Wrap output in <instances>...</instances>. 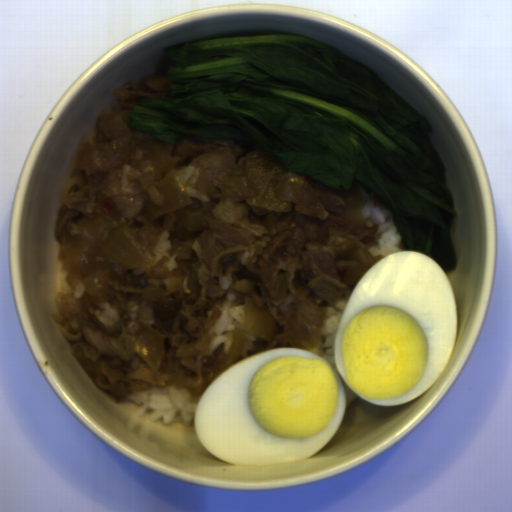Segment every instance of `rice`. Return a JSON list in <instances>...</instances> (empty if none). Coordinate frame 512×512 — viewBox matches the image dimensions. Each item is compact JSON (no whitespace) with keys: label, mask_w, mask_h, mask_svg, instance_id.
Listing matches in <instances>:
<instances>
[{"label":"rice","mask_w":512,"mask_h":512,"mask_svg":"<svg viewBox=\"0 0 512 512\" xmlns=\"http://www.w3.org/2000/svg\"><path fill=\"white\" fill-rule=\"evenodd\" d=\"M132 400L143 406L135 411V415L142 417L147 409H155L148 421H157L163 418L162 424L174 422L177 412H180L182 425L190 426L200 402V396L192 401L189 392L185 389H176L172 385L165 388H153L150 391H137L134 395H128Z\"/></svg>","instance_id":"rice-1"},{"label":"rice","mask_w":512,"mask_h":512,"mask_svg":"<svg viewBox=\"0 0 512 512\" xmlns=\"http://www.w3.org/2000/svg\"><path fill=\"white\" fill-rule=\"evenodd\" d=\"M359 193L366 200L362 208V221L367 222L368 217L370 222L378 225L374 236V242L377 244L371 245L367 249L368 253L374 257L381 256L383 259L393 253L406 252L405 248L400 247L402 235L397 231L396 225L393 224V214L379 207L365 190L361 189Z\"/></svg>","instance_id":"rice-2"},{"label":"rice","mask_w":512,"mask_h":512,"mask_svg":"<svg viewBox=\"0 0 512 512\" xmlns=\"http://www.w3.org/2000/svg\"><path fill=\"white\" fill-rule=\"evenodd\" d=\"M346 304L342 299L336 301L335 307L341 309V312H337L332 306H327L325 316L322 321L323 326L319 328L318 332L320 336L325 337L326 341L322 344L323 348H327L325 352L320 355L324 361L329 365L335 364V342L337 336L338 326L343 318Z\"/></svg>","instance_id":"rice-3"},{"label":"rice","mask_w":512,"mask_h":512,"mask_svg":"<svg viewBox=\"0 0 512 512\" xmlns=\"http://www.w3.org/2000/svg\"><path fill=\"white\" fill-rule=\"evenodd\" d=\"M231 316L229 313L224 314L218 321L217 325L210 327L208 332L209 336L214 337L215 333H217V337L210 346V351H213L220 345V343L229 342L230 338L225 334L222 335L221 332L232 331L233 327L230 323Z\"/></svg>","instance_id":"rice-4"},{"label":"rice","mask_w":512,"mask_h":512,"mask_svg":"<svg viewBox=\"0 0 512 512\" xmlns=\"http://www.w3.org/2000/svg\"><path fill=\"white\" fill-rule=\"evenodd\" d=\"M246 339L240 348L241 357H247L249 350L254 351L256 349L252 341H256L257 338L252 333H246Z\"/></svg>","instance_id":"rice-5"},{"label":"rice","mask_w":512,"mask_h":512,"mask_svg":"<svg viewBox=\"0 0 512 512\" xmlns=\"http://www.w3.org/2000/svg\"><path fill=\"white\" fill-rule=\"evenodd\" d=\"M68 274H69L68 270H62L59 272V275H58V278L61 281L60 287L62 288V290L60 292H62L65 296H67V294L71 295L73 293L72 287L66 282V276Z\"/></svg>","instance_id":"rice-6"},{"label":"rice","mask_w":512,"mask_h":512,"mask_svg":"<svg viewBox=\"0 0 512 512\" xmlns=\"http://www.w3.org/2000/svg\"><path fill=\"white\" fill-rule=\"evenodd\" d=\"M186 192H187L188 196L195 197L198 200H200L201 202H207V203L212 202L208 196L198 193L197 190H195L194 188H191L189 186L187 187Z\"/></svg>","instance_id":"rice-7"},{"label":"rice","mask_w":512,"mask_h":512,"mask_svg":"<svg viewBox=\"0 0 512 512\" xmlns=\"http://www.w3.org/2000/svg\"><path fill=\"white\" fill-rule=\"evenodd\" d=\"M85 290H86L85 285H83L82 283H77L75 285L74 296L76 298H81V296L84 294Z\"/></svg>","instance_id":"rice-8"},{"label":"rice","mask_w":512,"mask_h":512,"mask_svg":"<svg viewBox=\"0 0 512 512\" xmlns=\"http://www.w3.org/2000/svg\"><path fill=\"white\" fill-rule=\"evenodd\" d=\"M219 284L224 290H228L230 287V280L227 277H219Z\"/></svg>","instance_id":"rice-9"},{"label":"rice","mask_w":512,"mask_h":512,"mask_svg":"<svg viewBox=\"0 0 512 512\" xmlns=\"http://www.w3.org/2000/svg\"><path fill=\"white\" fill-rule=\"evenodd\" d=\"M254 251L255 250L252 249L251 251L244 252V254L240 258V262L242 265H244V266L246 265V261H247L248 257H252L254 254Z\"/></svg>","instance_id":"rice-10"},{"label":"rice","mask_w":512,"mask_h":512,"mask_svg":"<svg viewBox=\"0 0 512 512\" xmlns=\"http://www.w3.org/2000/svg\"><path fill=\"white\" fill-rule=\"evenodd\" d=\"M227 299L230 301H235L237 299L236 295L232 294L231 292L227 294Z\"/></svg>","instance_id":"rice-11"}]
</instances>
